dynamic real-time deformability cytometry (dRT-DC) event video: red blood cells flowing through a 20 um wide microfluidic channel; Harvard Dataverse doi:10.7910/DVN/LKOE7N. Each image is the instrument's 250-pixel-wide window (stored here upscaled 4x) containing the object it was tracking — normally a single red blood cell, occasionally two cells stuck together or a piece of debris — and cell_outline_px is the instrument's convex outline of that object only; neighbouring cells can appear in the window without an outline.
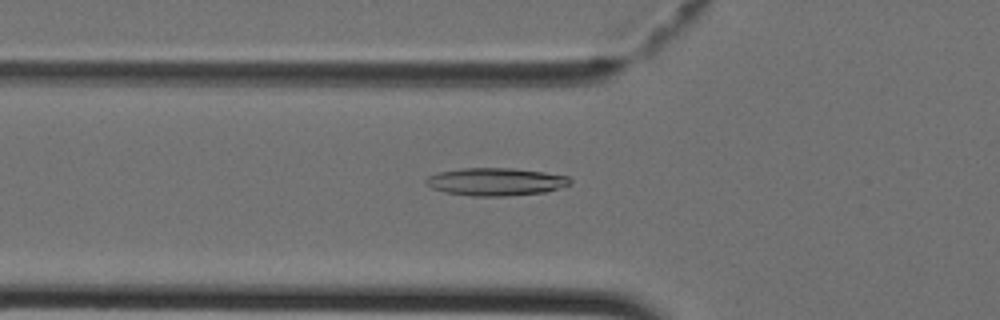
{"species": "Egyptian fruit bat (a non-hibernating species)", "species_latin": "Rousettus aegyptiacus", "temperature_condition": "cold", "stored_images_in_passage": 11, "camera_frame_rate_fps": 3000, "um_per_image_px": 0.085, "animal": {"sex": "female"}, "frame": {"image": 1, "passage_image": 4, "time_ms": 1.0, "image_size_px": [1000, 320], "cell_outline_px": [[572, 184], [544, 192], [504, 196], [472, 196], [444, 192], [432, 188], [424, 184], [424, 180], [428, 176], [440, 172], [464, 168], [512, 168], [544, 172], [568, 176], [572, 180]], "centroid_in_image_um": [42.12, 15.45], "position_along_channel_um": 83.7, "area_um2": 23.29}}
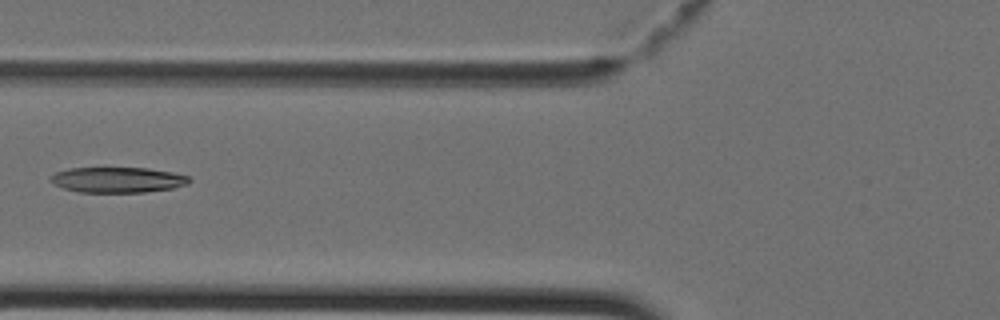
{"frame": {"image": 2, "passage_image": 6, "time_ms": 1.667, "image_size_px": [1000, 320], "cell_outline_px": [[192, 180], [188, 184], [172, 188], [144, 192], [76, 192], [52, 184], [48, 180], [56, 172], [68, 168], [148, 168], [172, 172], [188, 176]], "centroid_in_image_um": [9.98, 15.28], "position_along_channel_um": 115.8, "area_um2": 20.63}}
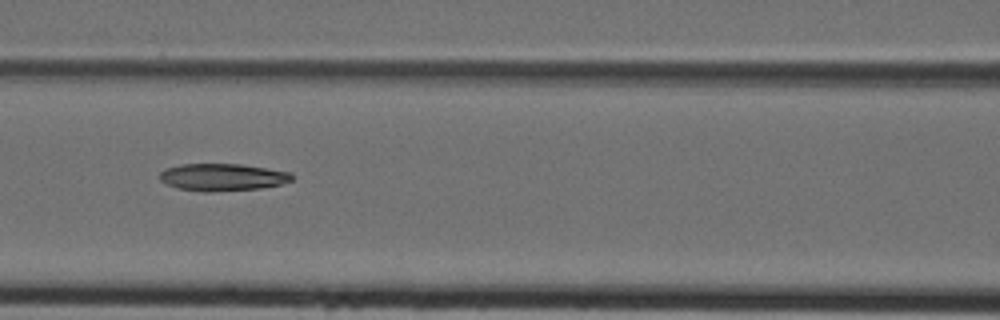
{"frame": {"image": 3, "passage_image": 8, "time_ms": 2.333, "image_size_px": [1000, 320], "cell_outline_px": [[292, 180], [280, 184], [260, 188], [212, 192], [204, 192], [176, 188], [160, 180], [160, 172], [164, 168], [180, 164], [240, 164], [292, 172]], "centroid_in_image_um": [18.88, 15.06], "position_along_channel_um": 147.7, "area_um2": 21.04}}